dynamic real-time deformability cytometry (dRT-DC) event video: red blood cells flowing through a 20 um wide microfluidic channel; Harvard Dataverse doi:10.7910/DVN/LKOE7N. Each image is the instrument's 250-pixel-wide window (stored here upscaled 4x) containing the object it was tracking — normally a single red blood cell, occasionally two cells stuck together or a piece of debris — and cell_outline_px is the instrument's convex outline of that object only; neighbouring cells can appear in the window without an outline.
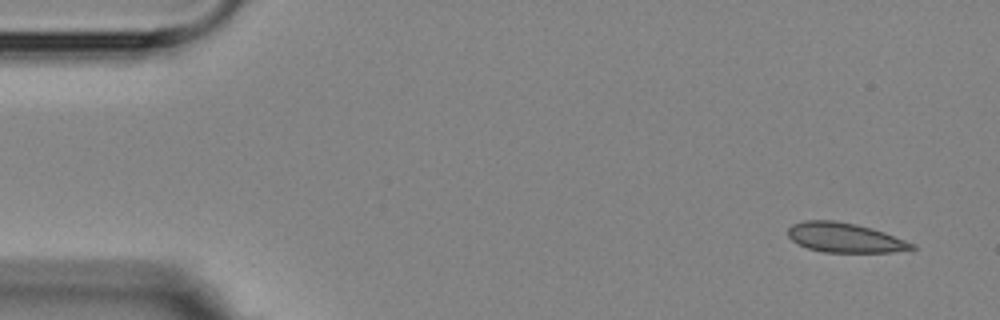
{"species": "Egyptian fruit bat (a non-hibernating species)", "species_latin": "Rousettus aegyptiacus", "temperature_condition": "room temperature", "stored_images_in_passage": 7, "camera_frame_rate_fps": 3000, "um_per_image_px": 0.085, "animal": {"sex": "female"}, "frame": {"image": 1, "passage_image": 1, "time_ms": 0.0, "image_size_px": [1000, 320], "cell_outline_px": [[916, 248], [892, 252], [824, 252], [808, 248], [792, 240], [788, 236], [788, 228], [792, 224], [804, 220], [836, 220], [856, 224], [872, 228], [884, 232], [916, 244]], "centroid_in_image_um": [71.81, 20.19], "position_along_channel_um": 13.2, "area_um2": 21.33}}
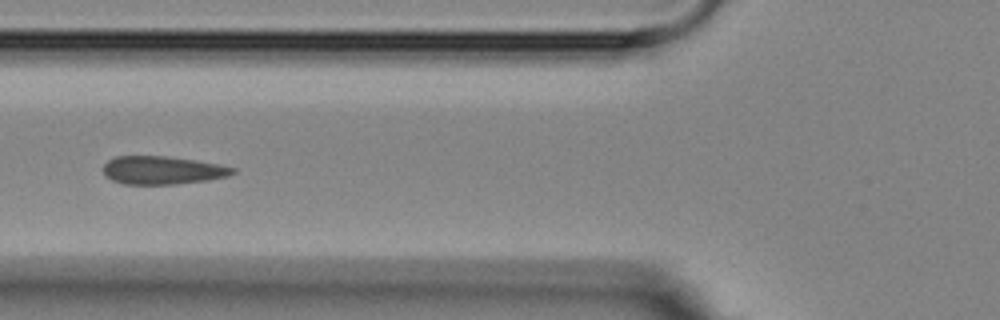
{"frame": {"image": 2, "passage_image": 6, "time_ms": 5.667, "image_size_px": [1000, 320], "cell_outline_px": [[236, 172], [228, 176], [208, 180], [176, 184], [124, 184], [112, 180], [104, 176], [104, 164], [108, 160], [116, 156], [164, 156], [196, 160], [236, 168]], "centroid_in_image_um": [13.8, 14.47], "position_along_channel_um": 112.0, "area_um2": 21.21}}
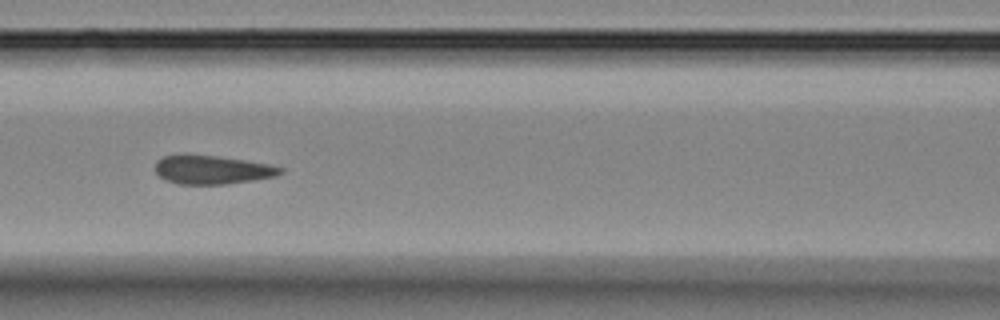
{"frame": {"image": 3, "passage_image": 7, "time_ms": 6.667, "image_size_px": [1000, 320], "cell_outline_px": [[284, 172], [276, 176], [252, 180], [224, 184], [180, 184], [164, 180], [156, 172], [156, 160], [164, 156], [184, 152], [216, 156], [244, 160], [268, 164], [284, 168]], "centroid_in_image_um": [17.98, 14.4], "position_along_channel_um": 148.6, "area_um2": 21.21}}